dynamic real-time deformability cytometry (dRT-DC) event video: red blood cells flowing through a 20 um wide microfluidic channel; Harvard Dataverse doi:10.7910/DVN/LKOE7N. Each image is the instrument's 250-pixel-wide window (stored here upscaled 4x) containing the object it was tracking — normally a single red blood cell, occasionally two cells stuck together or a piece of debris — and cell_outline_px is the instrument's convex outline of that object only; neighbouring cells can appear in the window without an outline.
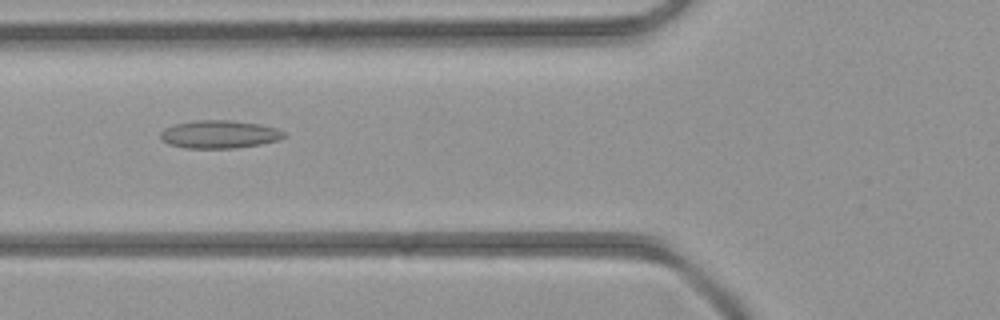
{"species": "common noctule bat (a hibernating species)", "species_latin": "Nyctalus noctula", "temperature_condition": "room temperature", "stored_images_in_passage": 3, "camera_frame_rate_fps": 3000, "um_per_image_px": 0.085, "animal": {"sex": "female", "body_mass_g": 21.9}, "frame": {"image": 1, "passage_image": 2, "time_ms": 1.333, "image_size_px": [1000, 320], "cell_outline_px": [[284, 136], [276, 140], [260, 144], [236, 148], [184, 148], [168, 144], [160, 140], [160, 132], [164, 128], [176, 124], [196, 120], [232, 120], [260, 124], [276, 128], [284, 132]], "centroid_in_image_um": [18.59, 11.42], "position_along_channel_um": 107.2, "area_um2": 20.11}}
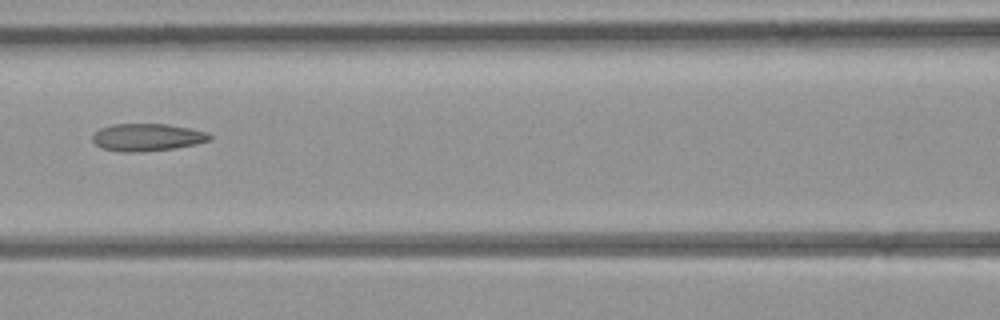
{"frame": {"image": 2, "passage_image": 3, "time_ms": 2.333, "image_size_px": [1000, 320], "cell_outline_px": [[212, 136], [208, 140], [196, 144], [176, 148], [140, 152], [124, 152], [104, 148], [96, 144], [92, 140], [92, 136], [100, 128], [112, 124], [168, 124], [192, 128], [208, 132]], "centroid_in_image_um": [12.54, 11.66], "position_along_channel_um": 154.1, "area_um2": 18.73}}